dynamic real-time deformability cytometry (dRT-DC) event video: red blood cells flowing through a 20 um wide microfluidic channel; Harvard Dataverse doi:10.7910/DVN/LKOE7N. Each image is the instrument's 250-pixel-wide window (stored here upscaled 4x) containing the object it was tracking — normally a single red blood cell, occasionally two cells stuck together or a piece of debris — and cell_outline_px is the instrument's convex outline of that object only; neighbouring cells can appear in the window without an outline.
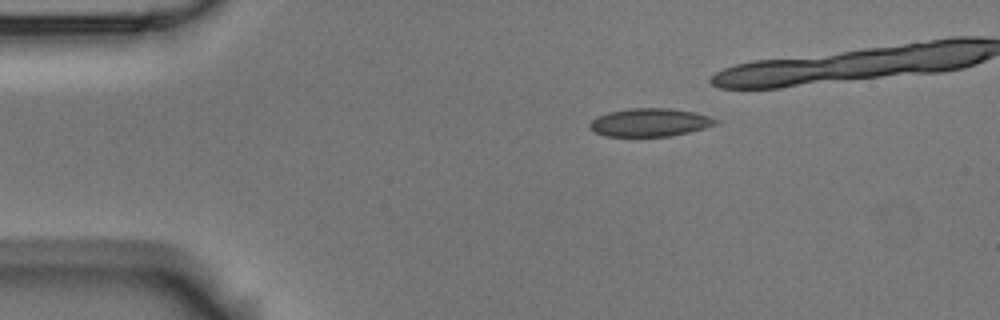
{"species": "Egyptian fruit bat (a non-hibernating species)", "species_latin": "Rousettus aegyptiacus", "temperature_condition": "room temperature", "stored_images_in_passage": 8, "camera_frame_rate_fps": 3000, "um_per_image_px": 0.085, "animal": {"sex": "male"}, "frame": {"image": 1, "passage_image": 1, "time_ms": 0.0, "image_size_px": [1000, 320], "cell_outline_px": [[720, 120], [716, 124], [704, 128], [672, 136], [604, 136], [588, 128], [588, 124], [596, 116], [608, 112], [628, 108], [672, 108], [696, 112], [712, 116]], "centroid_in_image_um": [55.25, 10.39], "position_along_channel_um": 29.8, "area_um2": 20.92}}
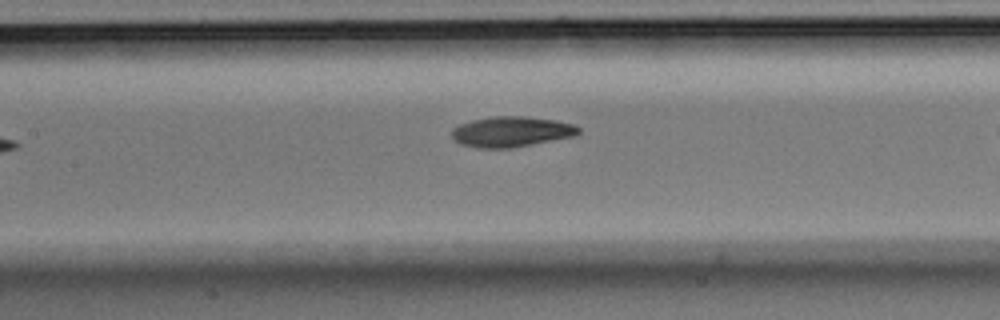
{"frame": {"image": 2, "passage_image": 6, "time_ms": 1.667, "image_size_px": [1000, 320], "cell_outline_px": [[580, 132], [576, 136], [512, 148], [480, 148], [460, 144], [452, 136], [452, 128], [460, 124], [472, 120], [496, 116], [524, 116], [556, 120], [572, 124], [580, 128]], "centroid_in_image_um": [43.49, 11.2], "position_along_channel_um": 163.9, "area_um2": 22.48}}
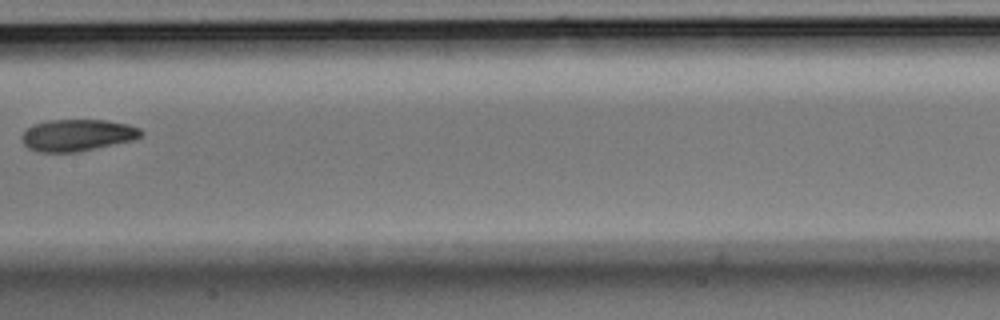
{"frame": {"image": 3, "passage_image": 8, "time_ms": 2.333, "image_size_px": [1000, 320], "cell_outline_px": [[144, 132], [136, 140], [76, 152], [40, 152], [28, 148], [24, 144], [24, 132], [32, 124], [48, 120], [104, 120], [128, 124], [140, 128]], "centroid_in_image_um": [6.62, 11.48], "position_along_channel_um": 200.8, "area_um2": 22.02}}